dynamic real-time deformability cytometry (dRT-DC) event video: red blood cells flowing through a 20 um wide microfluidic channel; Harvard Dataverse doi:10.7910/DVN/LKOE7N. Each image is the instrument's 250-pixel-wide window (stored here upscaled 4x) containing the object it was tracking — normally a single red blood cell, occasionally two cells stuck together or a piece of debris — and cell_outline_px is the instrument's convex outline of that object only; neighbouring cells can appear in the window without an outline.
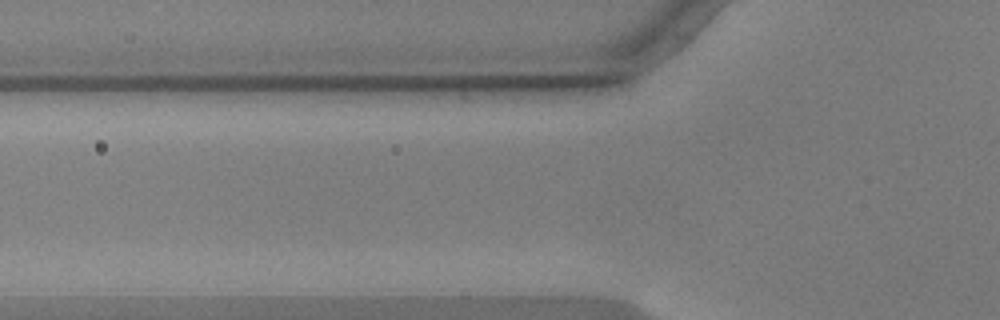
{"species": "common noctule bat (a hibernating species)", "species_latin": "Nyctalus noctula", "temperature_condition": "warm", "stored_images_in_passage": 2, "camera_frame_rate_fps": 3000, "um_per_image_px": 0.085, "animal": {"sex": "male", "body_mass_g": 17.9, "forearm_length_mm": 54.2}, "frame": {"image": 1, "passage_image": 2, "time_ms": 0.333, "image_size_px": [1000, 320], "cell_outline_px": [[552, 76], [540, 84], [464, 92], [460, 92], [388, 84], [396, 76]], "centroid_in_image_um": [39.7, 6.99], "position_along_channel_um": 86.1, "area_um2": 13.41}}